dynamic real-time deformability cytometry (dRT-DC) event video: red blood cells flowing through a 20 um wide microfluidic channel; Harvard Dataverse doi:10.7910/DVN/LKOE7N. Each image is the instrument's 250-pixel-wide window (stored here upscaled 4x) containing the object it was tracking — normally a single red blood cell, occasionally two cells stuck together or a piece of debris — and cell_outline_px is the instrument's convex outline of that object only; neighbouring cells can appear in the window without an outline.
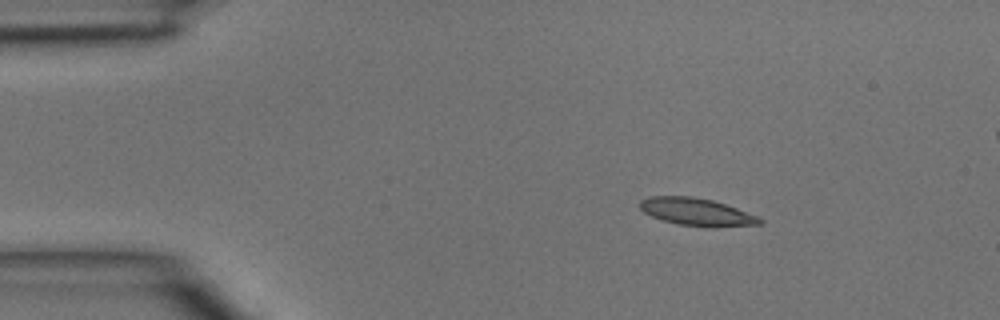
{"species": "common noctule bat (a hibernating species)", "species_latin": "Nyctalus noctula", "temperature_condition": "room temperature", "stored_images_in_passage": 4, "camera_frame_rate_fps": 3000, "um_per_image_px": 0.085, "animal": {"sex": "male", "body_mass_g": 15.6}, "frame": {"image": 1, "passage_image": 1, "time_ms": 0.0, "image_size_px": [1000, 320], "cell_outline_px": [[764, 224], [712, 228], [676, 224], [652, 216], [644, 212], [640, 208], [640, 200], [652, 196], [692, 196], [712, 200], [760, 216], [764, 220]], "centroid_in_image_um": [59.28, 18.03], "position_along_channel_um": 25.7, "area_um2": 19.42}}